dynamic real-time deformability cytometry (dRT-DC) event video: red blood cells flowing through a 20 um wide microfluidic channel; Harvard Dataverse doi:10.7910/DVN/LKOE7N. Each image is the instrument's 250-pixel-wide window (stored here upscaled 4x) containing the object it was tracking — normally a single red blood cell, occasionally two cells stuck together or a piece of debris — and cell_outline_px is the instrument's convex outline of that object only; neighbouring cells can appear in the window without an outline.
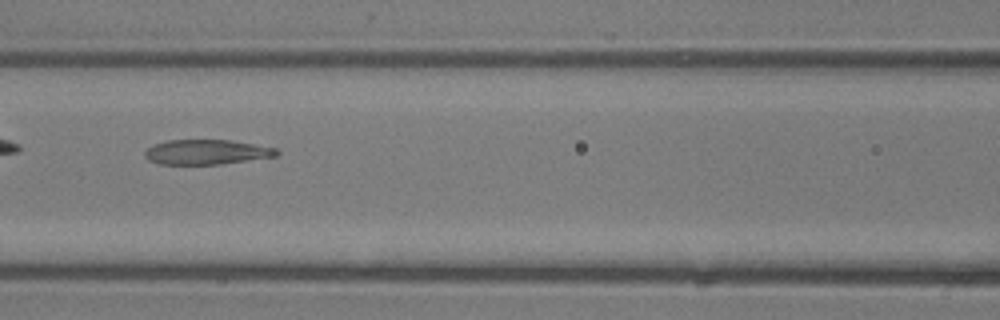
{"species": "common noctule bat (a hibernating species)", "species_latin": "Nyctalus noctula", "temperature_condition": "room temperature", "stored_images_in_passage": 6, "camera_frame_rate_fps": 3000, "um_per_image_px": 0.085, "animal": {"sex": "male", "body_mass_g": 13.3}, "frame": {"image": 1, "passage_image": 6, "time_ms": 1.667, "image_size_px": [1000, 320], "cell_outline_px": [[280, 152], [276, 156], [220, 164], [160, 164], [148, 160], [144, 156], [144, 152], [152, 144], [168, 140], [232, 140], [276, 148]], "centroid_in_image_um": [17.53, 12.92], "position_along_channel_um": 149.1, "area_um2": 19.07}}